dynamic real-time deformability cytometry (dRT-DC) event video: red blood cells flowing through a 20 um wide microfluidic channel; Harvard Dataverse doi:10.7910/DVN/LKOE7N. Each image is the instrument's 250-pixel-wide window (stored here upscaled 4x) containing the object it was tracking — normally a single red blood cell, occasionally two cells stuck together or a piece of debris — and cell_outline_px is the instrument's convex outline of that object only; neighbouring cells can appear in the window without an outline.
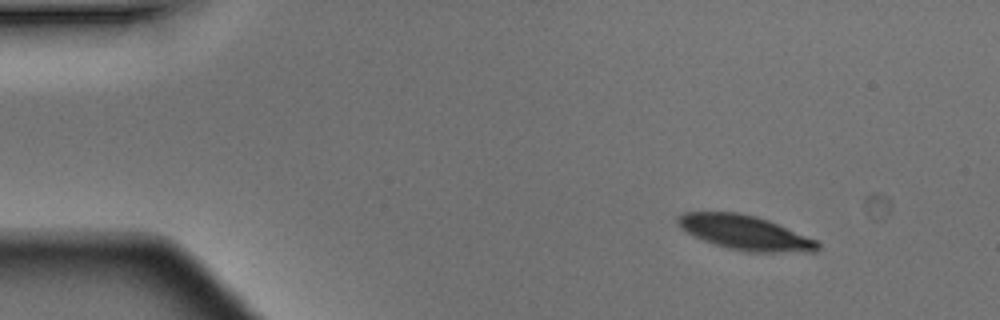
{"species": "Egyptian fruit bat (a non-hibernating species)", "species_latin": "Rousettus aegyptiacus", "temperature_condition": "warm", "stored_images_in_passage": 4, "camera_frame_rate_fps": 3000, "um_per_image_px": 0.085, "animal": {"sex": "male"}, "frame": {"image": 1, "passage_image": 1, "time_ms": 0.0, "image_size_px": [1000, 320], "cell_outline_px": [[820, 248], [816, 252], [748, 252], [728, 248], [712, 244], [680, 228], [676, 224], [676, 216], [684, 212], [736, 212], [756, 216], [768, 220], [816, 240], [820, 244]], "centroid_in_image_um": [63.31, 19.78], "position_along_channel_um": 21.7, "area_um2": 28.09}}
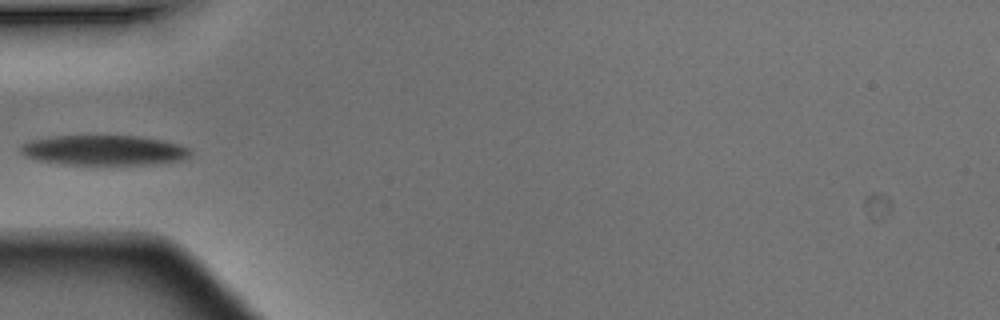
{"frame": {"image": 2, "passage_image": 4, "time_ms": 1.0, "image_size_px": [1000, 320], "cell_outline_px": [[192, 152], [184, 160], [144, 164], [68, 164], [40, 160], [28, 156], [20, 148], [20, 144], [28, 140], [56, 136], [136, 136], [160, 140], [176, 144], [188, 148]], "centroid_in_image_um": [8.83, 12.76], "position_along_channel_um": 76.2, "area_um2": 29.07}}